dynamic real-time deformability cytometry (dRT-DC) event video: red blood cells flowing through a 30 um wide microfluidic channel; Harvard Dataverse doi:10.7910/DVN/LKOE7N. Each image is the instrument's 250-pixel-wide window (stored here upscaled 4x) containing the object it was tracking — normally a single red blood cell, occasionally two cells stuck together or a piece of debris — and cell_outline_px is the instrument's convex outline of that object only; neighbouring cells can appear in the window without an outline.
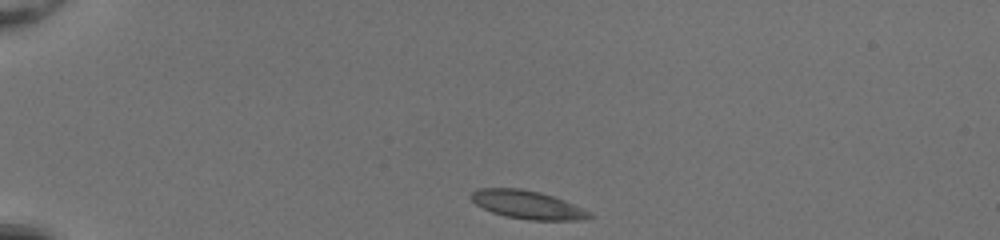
{"species": "common noctule bat (a hibernating species)", "species_latin": "Nyctalus noctula", "temperature_condition": "room temperature", "stored_images_in_passage": 40, "camera_frame_rate_fps": 3000, "um_per_image_px": 0.085, "animal": {"sex": "female", "body_mass_g": 20.0, "forearm_length_mm": 54.0}, "frame": {"image": 1, "passage_image": 1, "time_ms": 0.0, "image_size_px": [1000, 240], "cell_outline_px": [[596, 216], [584, 220], [532, 220], [504, 216], [492, 212], [476, 204], [472, 200], [472, 192], [476, 188], [520, 188], [540, 192], [564, 200], [592, 212]], "centroid_in_image_um": [44.89, 17.41], "position_along_channel_um": 40.1, "area_um2": 19.54}}
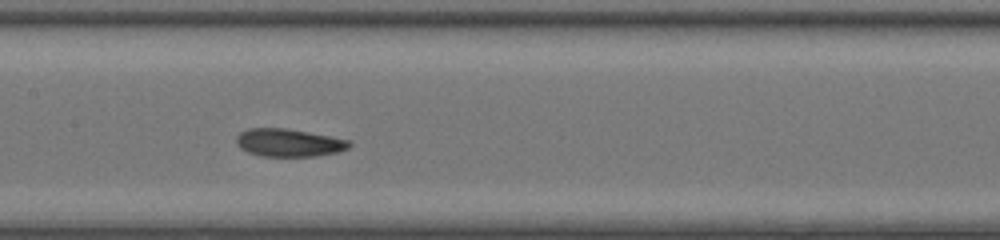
{"frame": {"image": 2, "passage_image": 16, "time_ms": 5.0, "image_size_px": [1000, 240], "cell_outline_px": [[352, 144], [348, 148], [336, 152], [316, 156], [260, 156], [248, 152], [240, 148], [236, 144], [236, 136], [240, 132], [248, 128], [288, 128], [352, 140]], "centroid_in_image_um": [24.55, 12.12], "position_along_channel_um": 182.9, "area_um2": 18.5}}
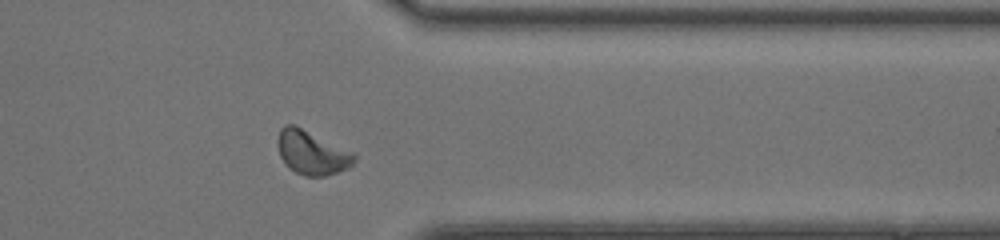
{"frame": {"image": 3, "passage_image": 31, "time_ms": 10.0, "image_size_px": [1000, 240], "cell_outline_px": [[356, 160], [348, 168], [324, 176], [304, 176], [288, 168], [280, 156], [276, 144], [276, 140], [280, 128], [284, 124], [296, 124], [352, 152], [356, 156]], "centroid_in_image_um": [26.45, 12.95], "position_along_channel_um": 384.9, "area_um2": 19.77}, "authors_computed_cell_mechanics": {"area_um2": 18.2937, "velocity_mm_per_s": 4.1106, "shape_relaxation_time_tau1_ms": 2.7005, "shape_relaxation_time_tau2_ms": 2.6457, "deformation_change_tau1": 0.1059, "deformation_change_tau2": 0.0833}}